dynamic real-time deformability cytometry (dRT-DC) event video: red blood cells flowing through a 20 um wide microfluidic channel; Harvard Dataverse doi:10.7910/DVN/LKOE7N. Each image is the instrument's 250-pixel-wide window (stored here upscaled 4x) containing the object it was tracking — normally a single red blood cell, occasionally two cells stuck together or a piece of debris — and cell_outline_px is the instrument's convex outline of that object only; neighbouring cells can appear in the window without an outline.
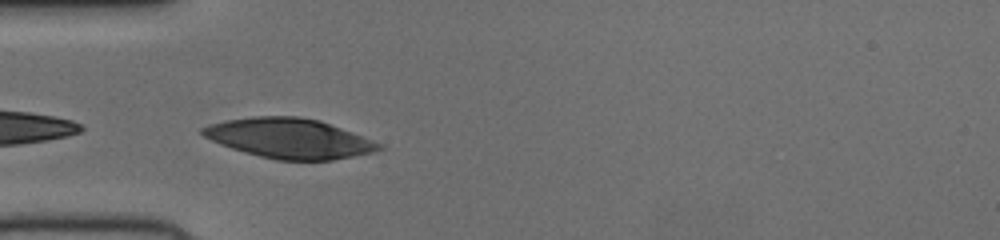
{"species": "human", "species_latin": "Homo sapiens", "temperature_condition": "cold", "stored_images_in_passage": 10, "camera_frame_rate_fps": 3000, "um_per_image_px": 0.085, "donor": {"sex": "female"}, "frame": {"image": 1, "passage_image": 1, "time_ms": 0.0, "image_size_px": [1000, 240], "cell_outline_px": [[384, 148], [376, 152], [332, 160], [276, 160], [244, 152], [220, 144], [204, 136], [200, 132], [200, 128], [208, 124], [224, 120], [252, 116], [300, 116], [320, 120], [384, 144]], "centroid_in_image_um": [24.6, 11.75], "position_along_channel_um": 60.4, "area_um2": 41.21}}
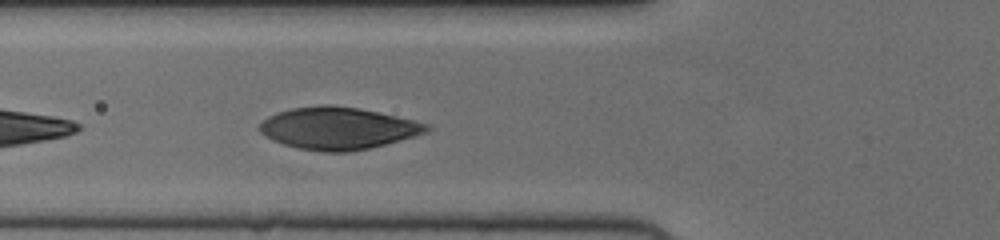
{"frame": {"image": 2, "passage_image": 4, "time_ms": 1.0, "image_size_px": [1000, 240], "cell_outline_px": [[432, 128], [428, 132], [416, 136], [368, 148], [348, 152], [320, 152], [296, 148], [272, 140], [264, 136], [256, 128], [268, 116], [292, 108], [324, 104], [328, 104], [360, 108], [396, 116], [428, 124]], "centroid_in_image_um": [28.71, 10.9], "position_along_channel_um": 97.1, "area_um2": 41.1}}
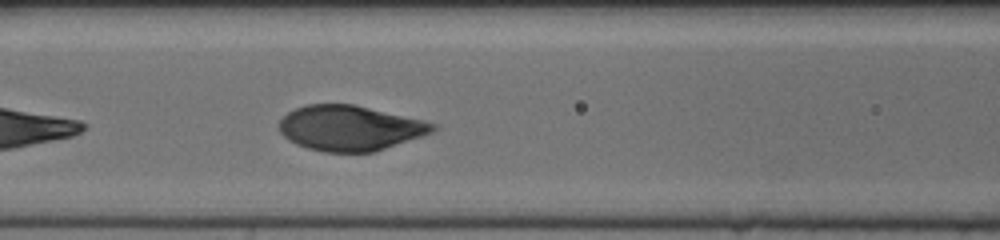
{"frame": {"image": 3, "passage_image": 7, "time_ms": 2.0, "image_size_px": [1000, 240], "cell_outline_px": [[440, 128], [432, 132], [372, 152], [324, 152], [308, 148], [296, 144], [288, 140], [280, 132], [276, 124], [288, 112], [296, 108], [308, 104], [352, 104], [440, 124]], "centroid_in_image_um": [29.71, 10.88], "position_along_channel_um": 136.9, "area_um2": 40.23}}